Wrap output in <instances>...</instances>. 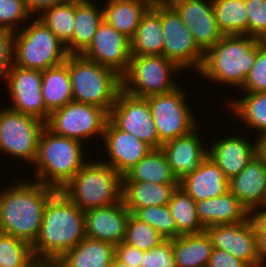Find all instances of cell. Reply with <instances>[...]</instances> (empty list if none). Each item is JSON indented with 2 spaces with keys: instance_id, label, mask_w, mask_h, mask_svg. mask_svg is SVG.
<instances>
[{
  "instance_id": "obj_1",
  "label": "cell",
  "mask_w": 266,
  "mask_h": 267,
  "mask_svg": "<svg viewBox=\"0 0 266 267\" xmlns=\"http://www.w3.org/2000/svg\"><path fill=\"white\" fill-rule=\"evenodd\" d=\"M85 237L84 211L58 190L47 202L32 252L37 262L53 265Z\"/></svg>"
},
{
  "instance_id": "obj_2",
  "label": "cell",
  "mask_w": 266,
  "mask_h": 267,
  "mask_svg": "<svg viewBox=\"0 0 266 267\" xmlns=\"http://www.w3.org/2000/svg\"><path fill=\"white\" fill-rule=\"evenodd\" d=\"M57 191L36 180H20L5 187L0 191V232L32 246L39 235L47 202Z\"/></svg>"
},
{
  "instance_id": "obj_3",
  "label": "cell",
  "mask_w": 266,
  "mask_h": 267,
  "mask_svg": "<svg viewBox=\"0 0 266 267\" xmlns=\"http://www.w3.org/2000/svg\"><path fill=\"white\" fill-rule=\"evenodd\" d=\"M258 40L247 35H224L204 53L198 74L217 84L241 88L256 61Z\"/></svg>"
},
{
  "instance_id": "obj_4",
  "label": "cell",
  "mask_w": 266,
  "mask_h": 267,
  "mask_svg": "<svg viewBox=\"0 0 266 267\" xmlns=\"http://www.w3.org/2000/svg\"><path fill=\"white\" fill-rule=\"evenodd\" d=\"M83 146V142L56 135L45 126L32 164L34 180L57 190L63 188L87 162Z\"/></svg>"
},
{
  "instance_id": "obj_5",
  "label": "cell",
  "mask_w": 266,
  "mask_h": 267,
  "mask_svg": "<svg viewBox=\"0 0 266 267\" xmlns=\"http://www.w3.org/2000/svg\"><path fill=\"white\" fill-rule=\"evenodd\" d=\"M98 161H87L60 189L84 212L112 205L122 199V176L111 166Z\"/></svg>"
},
{
  "instance_id": "obj_6",
  "label": "cell",
  "mask_w": 266,
  "mask_h": 267,
  "mask_svg": "<svg viewBox=\"0 0 266 267\" xmlns=\"http://www.w3.org/2000/svg\"><path fill=\"white\" fill-rule=\"evenodd\" d=\"M65 63L68 65L73 101L99 106L109 113L122 90V76L82 55H68Z\"/></svg>"
},
{
  "instance_id": "obj_7",
  "label": "cell",
  "mask_w": 266,
  "mask_h": 267,
  "mask_svg": "<svg viewBox=\"0 0 266 267\" xmlns=\"http://www.w3.org/2000/svg\"><path fill=\"white\" fill-rule=\"evenodd\" d=\"M32 21L13 34V64L44 71L64 63L69 55L64 43L40 20Z\"/></svg>"
},
{
  "instance_id": "obj_8",
  "label": "cell",
  "mask_w": 266,
  "mask_h": 267,
  "mask_svg": "<svg viewBox=\"0 0 266 267\" xmlns=\"http://www.w3.org/2000/svg\"><path fill=\"white\" fill-rule=\"evenodd\" d=\"M177 71L183 72L164 55L131 56L129 68L122 76V90L139 98L171 92L180 86L175 77Z\"/></svg>"
},
{
  "instance_id": "obj_9",
  "label": "cell",
  "mask_w": 266,
  "mask_h": 267,
  "mask_svg": "<svg viewBox=\"0 0 266 267\" xmlns=\"http://www.w3.org/2000/svg\"><path fill=\"white\" fill-rule=\"evenodd\" d=\"M180 87L183 86L146 97L159 136V149L162 144L192 132L199 125L191 105H188L186 93Z\"/></svg>"
},
{
  "instance_id": "obj_10",
  "label": "cell",
  "mask_w": 266,
  "mask_h": 267,
  "mask_svg": "<svg viewBox=\"0 0 266 267\" xmlns=\"http://www.w3.org/2000/svg\"><path fill=\"white\" fill-rule=\"evenodd\" d=\"M45 126L40 119L14 111L9 106L0 109V154L33 164Z\"/></svg>"
},
{
  "instance_id": "obj_11",
  "label": "cell",
  "mask_w": 266,
  "mask_h": 267,
  "mask_svg": "<svg viewBox=\"0 0 266 267\" xmlns=\"http://www.w3.org/2000/svg\"><path fill=\"white\" fill-rule=\"evenodd\" d=\"M108 120L109 113L105 109L72 101L53 110L46 127L56 135L83 142L94 136L102 138Z\"/></svg>"
},
{
  "instance_id": "obj_12",
  "label": "cell",
  "mask_w": 266,
  "mask_h": 267,
  "mask_svg": "<svg viewBox=\"0 0 266 267\" xmlns=\"http://www.w3.org/2000/svg\"><path fill=\"white\" fill-rule=\"evenodd\" d=\"M161 24L164 38L163 55L183 71L189 69L188 67L199 71L204 52L197 46L180 15L166 0H161Z\"/></svg>"
},
{
  "instance_id": "obj_13",
  "label": "cell",
  "mask_w": 266,
  "mask_h": 267,
  "mask_svg": "<svg viewBox=\"0 0 266 267\" xmlns=\"http://www.w3.org/2000/svg\"><path fill=\"white\" fill-rule=\"evenodd\" d=\"M109 119L120 130L137 137L152 149H159V136L146 98L121 90L111 107Z\"/></svg>"
},
{
  "instance_id": "obj_14",
  "label": "cell",
  "mask_w": 266,
  "mask_h": 267,
  "mask_svg": "<svg viewBox=\"0 0 266 267\" xmlns=\"http://www.w3.org/2000/svg\"><path fill=\"white\" fill-rule=\"evenodd\" d=\"M1 79H6L5 84L8 86L12 101L9 108L47 122L51 112L46 108L42 96V71L13 64Z\"/></svg>"
},
{
  "instance_id": "obj_15",
  "label": "cell",
  "mask_w": 266,
  "mask_h": 267,
  "mask_svg": "<svg viewBox=\"0 0 266 267\" xmlns=\"http://www.w3.org/2000/svg\"><path fill=\"white\" fill-rule=\"evenodd\" d=\"M123 76L130 65V39L103 20L89 47L81 54Z\"/></svg>"
},
{
  "instance_id": "obj_16",
  "label": "cell",
  "mask_w": 266,
  "mask_h": 267,
  "mask_svg": "<svg viewBox=\"0 0 266 267\" xmlns=\"http://www.w3.org/2000/svg\"><path fill=\"white\" fill-rule=\"evenodd\" d=\"M180 15L197 46L205 53L224 34L215 19L212 0H166ZM208 1V2H207Z\"/></svg>"
},
{
  "instance_id": "obj_17",
  "label": "cell",
  "mask_w": 266,
  "mask_h": 267,
  "mask_svg": "<svg viewBox=\"0 0 266 267\" xmlns=\"http://www.w3.org/2000/svg\"><path fill=\"white\" fill-rule=\"evenodd\" d=\"M205 231L214 248L227 251L249 267H259L257 233L250 218L241 223L212 225Z\"/></svg>"
},
{
  "instance_id": "obj_18",
  "label": "cell",
  "mask_w": 266,
  "mask_h": 267,
  "mask_svg": "<svg viewBox=\"0 0 266 267\" xmlns=\"http://www.w3.org/2000/svg\"><path fill=\"white\" fill-rule=\"evenodd\" d=\"M102 140L106 157L109 158V161L102 162L111 166L121 176H124L152 150L145 142L120 130L110 119L107 121Z\"/></svg>"
},
{
  "instance_id": "obj_19",
  "label": "cell",
  "mask_w": 266,
  "mask_h": 267,
  "mask_svg": "<svg viewBox=\"0 0 266 267\" xmlns=\"http://www.w3.org/2000/svg\"><path fill=\"white\" fill-rule=\"evenodd\" d=\"M246 138L242 134L239 136L233 133L211 141L208 146V156L229 180L238 175L260 152V141L256 138V141L251 142Z\"/></svg>"
},
{
  "instance_id": "obj_20",
  "label": "cell",
  "mask_w": 266,
  "mask_h": 267,
  "mask_svg": "<svg viewBox=\"0 0 266 267\" xmlns=\"http://www.w3.org/2000/svg\"><path fill=\"white\" fill-rule=\"evenodd\" d=\"M131 212L123 200L84 212L86 237L118 245L124 241Z\"/></svg>"
},
{
  "instance_id": "obj_21",
  "label": "cell",
  "mask_w": 266,
  "mask_h": 267,
  "mask_svg": "<svg viewBox=\"0 0 266 267\" xmlns=\"http://www.w3.org/2000/svg\"><path fill=\"white\" fill-rule=\"evenodd\" d=\"M198 130L197 127L192 132L167 141L160 147L178 181L196 171L208 157V147L205 148Z\"/></svg>"
},
{
  "instance_id": "obj_22",
  "label": "cell",
  "mask_w": 266,
  "mask_h": 267,
  "mask_svg": "<svg viewBox=\"0 0 266 267\" xmlns=\"http://www.w3.org/2000/svg\"><path fill=\"white\" fill-rule=\"evenodd\" d=\"M230 192L250 211L266 203V157L259 152L229 180Z\"/></svg>"
},
{
  "instance_id": "obj_23",
  "label": "cell",
  "mask_w": 266,
  "mask_h": 267,
  "mask_svg": "<svg viewBox=\"0 0 266 267\" xmlns=\"http://www.w3.org/2000/svg\"><path fill=\"white\" fill-rule=\"evenodd\" d=\"M179 186L195 202L215 198L230 191L229 179L209 156L196 171L180 180Z\"/></svg>"
},
{
  "instance_id": "obj_24",
  "label": "cell",
  "mask_w": 266,
  "mask_h": 267,
  "mask_svg": "<svg viewBox=\"0 0 266 267\" xmlns=\"http://www.w3.org/2000/svg\"><path fill=\"white\" fill-rule=\"evenodd\" d=\"M197 217L204 228L218 224L241 223L249 219L250 211L230 191L196 202Z\"/></svg>"
},
{
  "instance_id": "obj_25",
  "label": "cell",
  "mask_w": 266,
  "mask_h": 267,
  "mask_svg": "<svg viewBox=\"0 0 266 267\" xmlns=\"http://www.w3.org/2000/svg\"><path fill=\"white\" fill-rule=\"evenodd\" d=\"M163 47L161 0H155L130 39L131 56L163 55Z\"/></svg>"
},
{
  "instance_id": "obj_26",
  "label": "cell",
  "mask_w": 266,
  "mask_h": 267,
  "mask_svg": "<svg viewBox=\"0 0 266 267\" xmlns=\"http://www.w3.org/2000/svg\"><path fill=\"white\" fill-rule=\"evenodd\" d=\"M101 7V8H100ZM96 0H75V23L72 39L65 45L69 55H81L91 44L104 20L102 6Z\"/></svg>"
},
{
  "instance_id": "obj_27",
  "label": "cell",
  "mask_w": 266,
  "mask_h": 267,
  "mask_svg": "<svg viewBox=\"0 0 266 267\" xmlns=\"http://www.w3.org/2000/svg\"><path fill=\"white\" fill-rule=\"evenodd\" d=\"M177 187L179 183L122 181V200L125 207L133 214L140 208L168 205Z\"/></svg>"
},
{
  "instance_id": "obj_28",
  "label": "cell",
  "mask_w": 266,
  "mask_h": 267,
  "mask_svg": "<svg viewBox=\"0 0 266 267\" xmlns=\"http://www.w3.org/2000/svg\"><path fill=\"white\" fill-rule=\"evenodd\" d=\"M115 245L85 237L53 265L55 267H111Z\"/></svg>"
},
{
  "instance_id": "obj_29",
  "label": "cell",
  "mask_w": 266,
  "mask_h": 267,
  "mask_svg": "<svg viewBox=\"0 0 266 267\" xmlns=\"http://www.w3.org/2000/svg\"><path fill=\"white\" fill-rule=\"evenodd\" d=\"M155 0H106L103 8L104 20L131 39L147 10Z\"/></svg>"
},
{
  "instance_id": "obj_30",
  "label": "cell",
  "mask_w": 266,
  "mask_h": 267,
  "mask_svg": "<svg viewBox=\"0 0 266 267\" xmlns=\"http://www.w3.org/2000/svg\"><path fill=\"white\" fill-rule=\"evenodd\" d=\"M213 248L205 230L172 239L176 267H207Z\"/></svg>"
},
{
  "instance_id": "obj_31",
  "label": "cell",
  "mask_w": 266,
  "mask_h": 267,
  "mask_svg": "<svg viewBox=\"0 0 266 267\" xmlns=\"http://www.w3.org/2000/svg\"><path fill=\"white\" fill-rule=\"evenodd\" d=\"M42 96L50 112L73 101L68 65L65 62L42 71Z\"/></svg>"
},
{
  "instance_id": "obj_32",
  "label": "cell",
  "mask_w": 266,
  "mask_h": 267,
  "mask_svg": "<svg viewBox=\"0 0 266 267\" xmlns=\"http://www.w3.org/2000/svg\"><path fill=\"white\" fill-rule=\"evenodd\" d=\"M122 181L160 184L179 183L161 149H152L124 176Z\"/></svg>"
},
{
  "instance_id": "obj_33",
  "label": "cell",
  "mask_w": 266,
  "mask_h": 267,
  "mask_svg": "<svg viewBox=\"0 0 266 267\" xmlns=\"http://www.w3.org/2000/svg\"><path fill=\"white\" fill-rule=\"evenodd\" d=\"M242 96L231 99L226 106L241 123L259 131L257 139L260 141L266 136V92L245 93Z\"/></svg>"
},
{
  "instance_id": "obj_34",
  "label": "cell",
  "mask_w": 266,
  "mask_h": 267,
  "mask_svg": "<svg viewBox=\"0 0 266 267\" xmlns=\"http://www.w3.org/2000/svg\"><path fill=\"white\" fill-rule=\"evenodd\" d=\"M215 19L224 35H247L248 15L245 0H212Z\"/></svg>"
},
{
  "instance_id": "obj_35",
  "label": "cell",
  "mask_w": 266,
  "mask_h": 267,
  "mask_svg": "<svg viewBox=\"0 0 266 267\" xmlns=\"http://www.w3.org/2000/svg\"><path fill=\"white\" fill-rule=\"evenodd\" d=\"M177 226V237L205 230L196 211V202L179 186L172 193L168 204Z\"/></svg>"
},
{
  "instance_id": "obj_36",
  "label": "cell",
  "mask_w": 266,
  "mask_h": 267,
  "mask_svg": "<svg viewBox=\"0 0 266 267\" xmlns=\"http://www.w3.org/2000/svg\"><path fill=\"white\" fill-rule=\"evenodd\" d=\"M35 18L66 45L72 39L74 32L75 0L56 5Z\"/></svg>"
},
{
  "instance_id": "obj_37",
  "label": "cell",
  "mask_w": 266,
  "mask_h": 267,
  "mask_svg": "<svg viewBox=\"0 0 266 267\" xmlns=\"http://www.w3.org/2000/svg\"><path fill=\"white\" fill-rule=\"evenodd\" d=\"M36 262L29 243L0 232V267H32Z\"/></svg>"
},
{
  "instance_id": "obj_38",
  "label": "cell",
  "mask_w": 266,
  "mask_h": 267,
  "mask_svg": "<svg viewBox=\"0 0 266 267\" xmlns=\"http://www.w3.org/2000/svg\"><path fill=\"white\" fill-rule=\"evenodd\" d=\"M133 215L150 225L165 239L177 238V226L168 205L140 208Z\"/></svg>"
},
{
  "instance_id": "obj_39",
  "label": "cell",
  "mask_w": 266,
  "mask_h": 267,
  "mask_svg": "<svg viewBox=\"0 0 266 267\" xmlns=\"http://www.w3.org/2000/svg\"><path fill=\"white\" fill-rule=\"evenodd\" d=\"M165 238L150 225L140 221L132 213L127 222L124 242L141 251H149L163 242Z\"/></svg>"
},
{
  "instance_id": "obj_40",
  "label": "cell",
  "mask_w": 266,
  "mask_h": 267,
  "mask_svg": "<svg viewBox=\"0 0 266 267\" xmlns=\"http://www.w3.org/2000/svg\"><path fill=\"white\" fill-rule=\"evenodd\" d=\"M27 18L33 17L28 11L26 0H0V29L14 33L19 30L17 26H21Z\"/></svg>"
},
{
  "instance_id": "obj_41",
  "label": "cell",
  "mask_w": 266,
  "mask_h": 267,
  "mask_svg": "<svg viewBox=\"0 0 266 267\" xmlns=\"http://www.w3.org/2000/svg\"><path fill=\"white\" fill-rule=\"evenodd\" d=\"M244 93L266 92V41H257V56L245 83Z\"/></svg>"
},
{
  "instance_id": "obj_42",
  "label": "cell",
  "mask_w": 266,
  "mask_h": 267,
  "mask_svg": "<svg viewBox=\"0 0 266 267\" xmlns=\"http://www.w3.org/2000/svg\"><path fill=\"white\" fill-rule=\"evenodd\" d=\"M248 36L266 41V0H245Z\"/></svg>"
},
{
  "instance_id": "obj_43",
  "label": "cell",
  "mask_w": 266,
  "mask_h": 267,
  "mask_svg": "<svg viewBox=\"0 0 266 267\" xmlns=\"http://www.w3.org/2000/svg\"><path fill=\"white\" fill-rule=\"evenodd\" d=\"M140 267H176L172 239H165L149 251H143Z\"/></svg>"
},
{
  "instance_id": "obj_44",
  "label": "cell",
  "mask_w": 266,
  "mask_h": 267,
  "mask_svg": "<svg viewBox=\"0 0 266 267\" xmlns=\"http://www.w3.org/2000/svg\"><path fill=\"white\" fill-rule=\"evenodd\" d=\"M13 32L0 29V77L13 65Z\"/></svg>"
},
{
  "instance_id": "obj_45",
  "label": "cell",
  "mask_w": 266,
  "mask_h": 267,
  "mask_svg": "<svg viewBox=\"0 0 266 267\" xmlns=\"http://www.w3.org/2000/svg\"><path fill=\"white\" fill-rule=\"evenodd\" d=\"M143 251L122 241L115 246V256L131 267H140Z\"/></svg>"
},
{
  "instance_id": "obj_46",
  "label": "cell",
  "mask_w": 266,
  "mask_h": 267,
  "mask_svg": "<svg viewBox=\"0 0 266 267\" xmlns=\"http://www.w3.org/2000/svg\"><path fill=\"white\" fill-rule=\"evenodd\" d=\"M207 267H249L244 261L225 250L213 248Z\"/></svg>"
},
{
  "instance_id": "obj_47",
  "label": "cell",
  "mask_w": 266,
  "mask_h": 267,
  "mask_svg": "<svg viewBox=\"0 0 266 267\" xmlns=\"http://www.w3.org/2000/svg\"><path fill=\"white\" fill-rule=\"evenodd\" d=\"M68 0H26L28 11L33 17L36 13L37 16L41 15L44 11L67 2ZM40 12V13H39Z\"/></svg>"
},
{
  "instance_id": "obj_48",
  "label": "cell",
  "mask_w": 266,
  "mask_h": 267,
  "mask_svg": "<svg viewBox=\"0 0 266 267\" xmlns=\"http://www.w3.org/2000/svg\"><path fill=\"white\" fill-rule=\"evenodd\" d=\"M249 218L251 219L255 227L256 233H266V205L265 204L252 208L250 210Z\"/></svg>"
},
{
  "instance_id": "obj_49",
  "label": "cell",
  "mask_w": 266,
  "mask_h": 267,
  "mask_svg": "<svg viewBox=\"0 0 266 267\" xmlns=\"http://www.w3.org/2000/svg\"><path fill=\"white\" fill-rule=\"evenodd\" d=\"M259 267H266V233H257Z\"/></svg>"
},
{
  "instance_id": "obj_50",
  "label": "cell",
  "mask_w": 266,
  "mask_h": 267,
  "mask_svg": "<svg viewBox=\"0 0 266 267\" xmlns=\"http://www.w3.org/2000/svg\"><path fill=\"white\" fill-rule=\"evenodd\" d=\"M111 267H131L128 264L123 263L120 261L116 256L114 257L113 261L111 262Z\"/></svg>"
},
{
  "instance_id": "obj_51",
  "label": "cell",
  "mask_w": 266,
  "mask_h": 267,
  "mask_svg": "<svg viewBox=\"0 0 266 267\" xmlns=\"http://www.w3.org/2000/svg\"><path fill=\"white\" fill-rule=\"evenodd\" d=\"M260 152L266 157V136L260 140Z\"/></svg>"
},
{
  "instance_id": "obj_52",
  "label": "cell",
  "mask_w": 266,
  "mask_h": 267,
  "mask_svg": "<svg viewBox=\"0 0 266 267\" xmlns=\"http://www.w3.org/2000/svg\"><path fill=\"white\" fill-rule=\"evenodd\" d=\"M47 264L42 262H36L32 267H45Z\"/></svg>"
},
{
  "instance_id": "obj_53",
  "label": "cell",
  "mask_w": 266,
  "mask_h": 267,
  "mask_svg": "<svg viewBox=\"0 0 266 267\" xmlns=\"http://www.w3.org/2000/svg\"><path fill=\"white\" fill-rule=\"evenodd\" d=\"M45 267H55L54 265L47 264Z\"/></svg>"
}]
</instances>
